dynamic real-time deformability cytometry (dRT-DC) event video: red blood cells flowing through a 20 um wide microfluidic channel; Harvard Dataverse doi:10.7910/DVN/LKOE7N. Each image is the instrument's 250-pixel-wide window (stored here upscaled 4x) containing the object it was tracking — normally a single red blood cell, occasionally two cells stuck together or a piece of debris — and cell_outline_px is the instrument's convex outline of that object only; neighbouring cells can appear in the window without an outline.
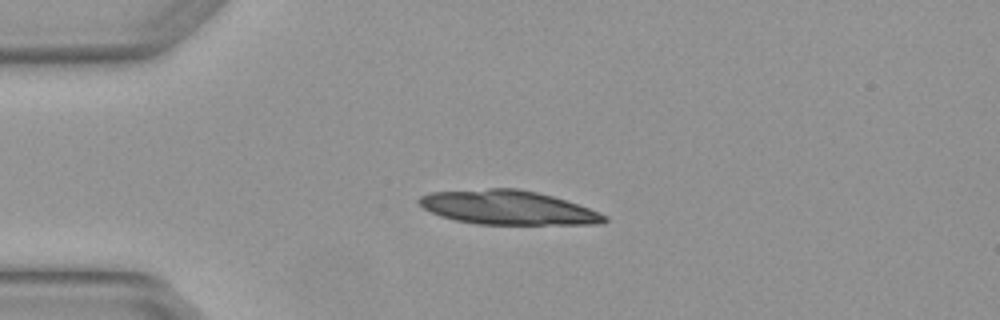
{"species": "Egyptian fruit bat (a non-hibernating species)", "species_latin": "Rousettus aegyptiacus", "temperature_condition": "warm", "stored_images_in_passage": 1, "camera_frame_rate_fps": 3000, "um_per_image_px": 0.085, "animal": {"sex": "female"}, "frame": {"image": 1, "passage_image": 1, "time_ms": 0.0, "image_size_px": [1000, 320], "cell_outline_px": [[608, 220], [600, 224], [476, 224], [456, 220], [440, 216], [424, 208], [416, 200], [420, 196], [432, 192], [488, 188], [516, 188], [536, 192], [552, 196], [600, 212], [608, 216]], "centroid_in_image_um": [43.16, 17.64], "position_along_channel_um": 41.8, "area_um2": 36.65}}